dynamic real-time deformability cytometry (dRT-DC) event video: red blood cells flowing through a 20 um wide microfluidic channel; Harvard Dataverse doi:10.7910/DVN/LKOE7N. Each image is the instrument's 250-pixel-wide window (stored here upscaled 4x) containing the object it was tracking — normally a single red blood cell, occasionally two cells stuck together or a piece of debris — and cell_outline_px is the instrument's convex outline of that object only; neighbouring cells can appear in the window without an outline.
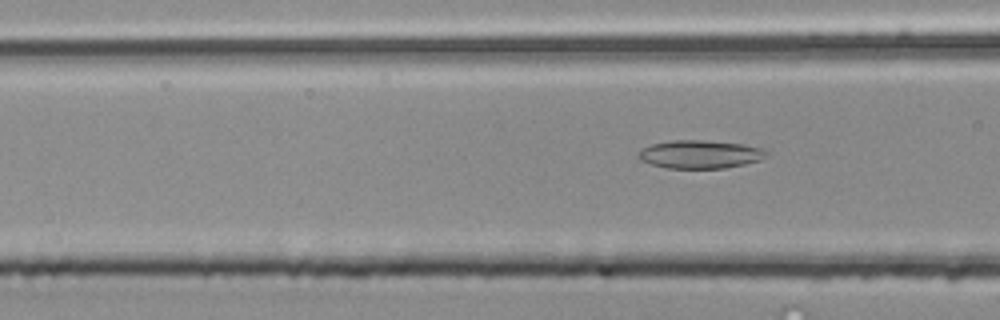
{"species": "common noctule bat (a hibernating species)", "species_latin": "Nyctalus noctula", "temperature_condition": "room temperature", "stored_images_in_passage": 4, "camera_frame_rate_fps": 3000, "um_per_image_px": 0.085, "animal": {"sex": "male", "body_mass_g": 20.4}, "frame": {"image": 1, "passage_image": 4, "time_ms": 1.0, "image_size_px": [1000, 320], "cell_outline_px": [[772, 152], [760, 160], [744, 164], [724, 168], [668, 168], [652, 164], [640, 160], [636, 156], [636, 152], [640, 148], [652, 144], [672, 140], [704, 140], [740, 144], [760, 148]], "centroid_in_image_um": [59.47, 13.11], "position_along_channel_um": 107.1, "area_um2": 21.1}}